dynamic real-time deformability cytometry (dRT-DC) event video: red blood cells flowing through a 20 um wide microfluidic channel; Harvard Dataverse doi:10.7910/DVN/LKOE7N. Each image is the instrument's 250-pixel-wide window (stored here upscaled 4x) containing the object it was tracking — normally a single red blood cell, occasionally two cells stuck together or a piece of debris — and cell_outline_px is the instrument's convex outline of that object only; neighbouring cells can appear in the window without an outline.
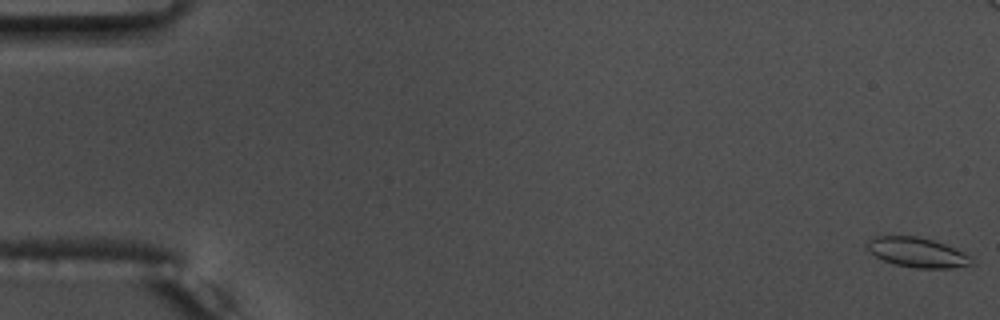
{"species": "common noctule bat (a hibernating species)", "species_latin": "Nyctalus noctula", "temperature_condition": "warm", "stored_images_in_passage": 57, "camera_frame_rate_fps": 3000, "um_per_image_px": 0.085, "animal": {"sex": "male", "body_mass_g": 17.5, "forearm_length_mm": 52.3}, "frame": {"image": 1, "passage_image": 1, "time_ms": 0.0, "image_size_px": [1000, 320], "cell_outline_px": [[976, 264], [952, 268], [916, 268], [896, 264], [884, 260], [876, 256], [864, 244], [872, 236], [916, 236], [932, 240], [944, 244], [964, 252], [972, 256]], "centroid_in_image_um": [78.01, 21.45], "position_along_channel_um": 7.0, "area_um2": 18.15}}
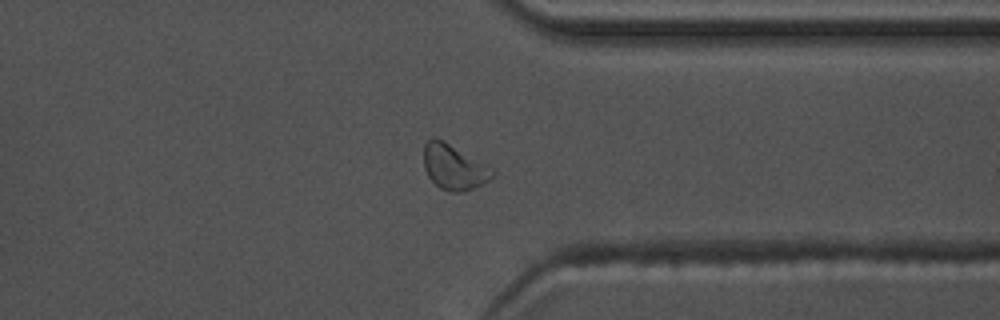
{"frame": {"image": 2, "passage_image": 44, "time_ms": 14.333, "image_size_px": [1000, 320], "cell_outline_px": [[496, 172], [488, 180], [472, 188], [456, 192], [448, 192], [440, 188], [428, 176], [424, 168], [424, 144], [432, 136], [444, 140], [496, 168]], "centroid_in_image_um": [38.6, 14.16], "position_along_channel_um": 372.8, "area_um2": 18.32}}
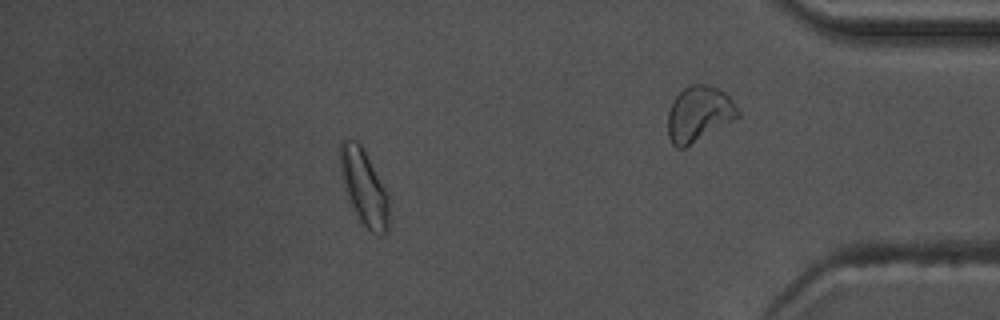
{"frame": {"image": 3, "passage_image": 50, "time_ms": 16.333, "image_size_px": [1000, 320], "cell_outline_px": [[388, 232], [380, 236], [372, 232], [360, 220], [344, 188], [340, 172], [340, 140], [356, 140], [360, 144], [384, 188], [388, 196]], "centroid_in_image_um": [30.93, 15.92], "position_along_channel_um": 404.3, "area_um2": 20.81}, "authors_computed_cell_mechanics": {"area_um2": 17.1088, "velocity_mm_per_s": 3.7176, "shape_relaxation_time_tau1_ms": 2.4191, "shape_relaxation_time_tau2_ms": 2.264, "deformation_change_tau1": 0.0798, "deformation_change_tau2": 0.0703}}